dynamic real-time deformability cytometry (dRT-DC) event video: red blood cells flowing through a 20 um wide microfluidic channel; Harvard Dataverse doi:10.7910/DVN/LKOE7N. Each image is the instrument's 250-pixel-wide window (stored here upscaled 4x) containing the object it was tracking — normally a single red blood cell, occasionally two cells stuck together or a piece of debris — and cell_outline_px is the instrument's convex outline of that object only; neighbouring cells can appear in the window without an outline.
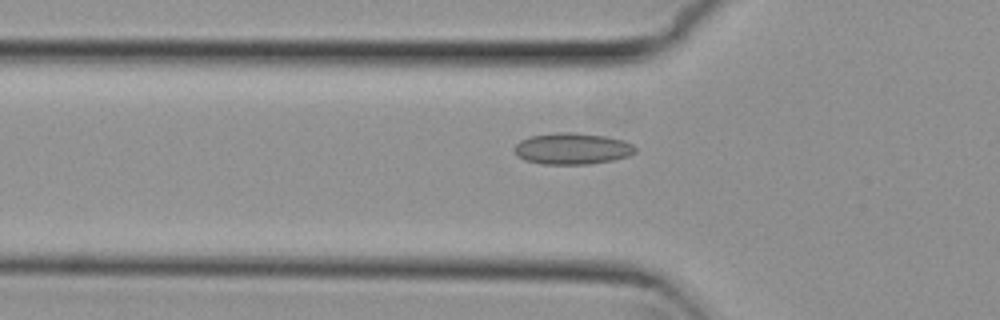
{"species": "common noctule bat (a hibernating species)", "species_latin": "Nyctalus noctula", "temperature_condition": "cold", "stored_images_in_passage": 48, "camera_frame_rate_fps": 3000, "um_per_image_px": 0.085, "animal": {"sex": "female", "body_mass_g": 29.2, "forearm_length_mm": 56.3}, "frame": {"image": 1, "passage_image": 12, "time_ms": 3.667, "image_size_px": [1000, 320], "cell_outline_px": [[636, 152], [628, 156], [612, 160], [588, 164], [544, 164], [524, 160], [516, 156], [512, 148], [520, 140], [532, 136], [556, 132], [572, 132], [604, 136], [624, 140], [632, 144], [636, 148]], "centroid_in_image_um": [48.61, 12.63], "position_along_channel_um": 77.2, "area_um2": 22.2}}
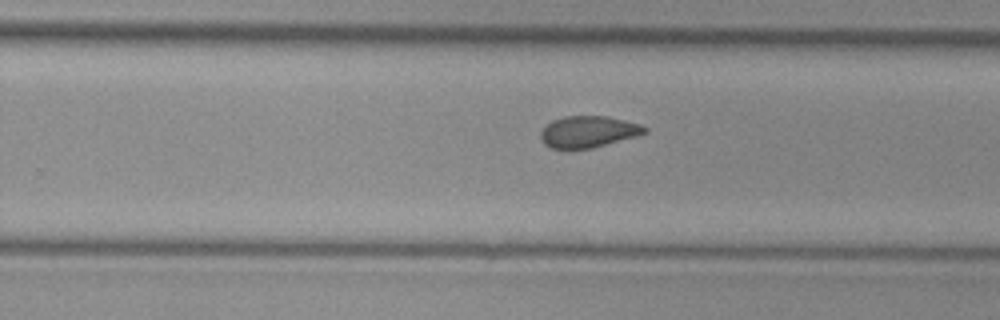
{"frame": {"image": 2, "passage_image": 28, "time_ms": 9.0, "image_size_px": [1000, 320], "cell_outline_px": [[648, 132], [636, 136], [592, 148], [548, 148], [540, 140], [540, 132], [552, 120], [564, 116], [608, 116], [640, 124], [648, 128]], "centroid_in_image_um": [49.99, 11.19], "position_along_channel_um": 279.8, "area_um2": 19.07}}
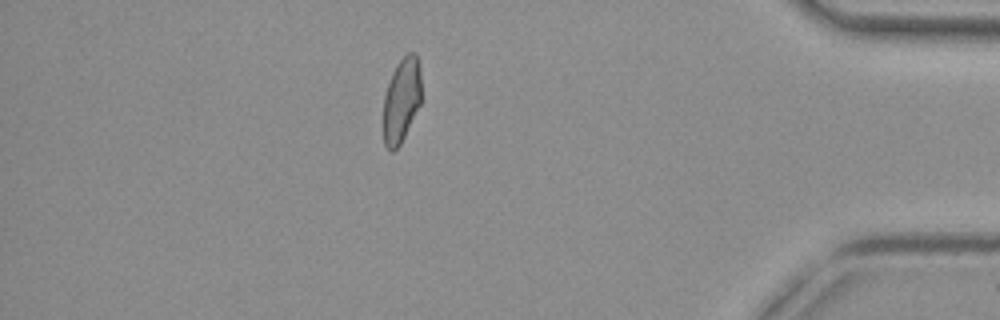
{"frame": {"image": 3, "passage_image": 41, "time_ms": 13.333, "image_size_px": [1000, 320], "cell_outline_px": [[420, 104], [400, 144], [392, 152], [384, 144], [384, 96], [392, 72], [396, 64], [408, 52], [416, 52], [420, 68]], "centroid_in_image_um": [34.13, 8.47], "position_along_channel_um": 401.1, "area_um2": 18.44}, "authors_computed_cell_mechanics": {"area_um2": 19.9988, "velocity_mm_per_s": 3.7932, "shape_relaxation_time_tau1_ms": null, "shape_relaxation_time_tau2_ms": 1.7742, "deformation_change_tau1": null, "deformation_change_tau2": 0.0652}}